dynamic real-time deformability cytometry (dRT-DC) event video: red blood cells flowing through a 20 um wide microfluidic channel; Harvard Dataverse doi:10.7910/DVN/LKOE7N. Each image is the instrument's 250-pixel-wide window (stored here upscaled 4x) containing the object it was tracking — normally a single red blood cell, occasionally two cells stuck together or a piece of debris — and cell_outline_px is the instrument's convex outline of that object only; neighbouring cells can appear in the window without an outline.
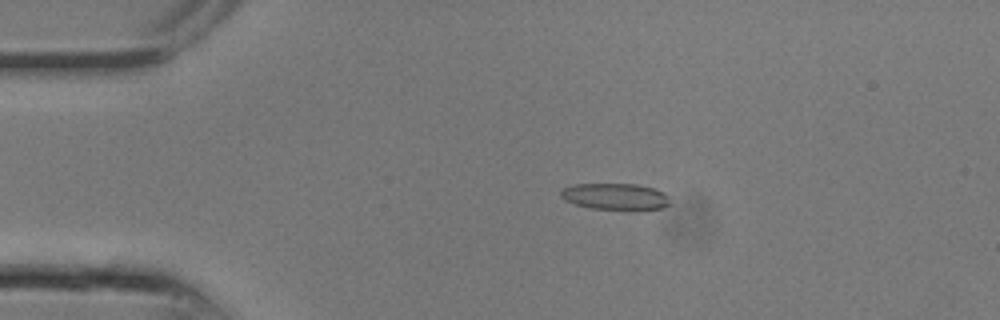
{"species": "common noctule bat (a hibernating species)", "species_latin": "Nyctalus noctula", "temperature_condition": "room temperature", "stored_images_in_passage": 10, "camera_frame_rate_fps": 3000, "um_per_image_px": 0.085, "animal": {"sex": "male", "body_mass_g": 13.3}, "frame": {"image": 1, "passage_image": 6, "time_ms": 1.667, "image_size_px": [1000, 320], "cell_outline_px": [[668, 204], [664, 208], [636, 212], [628, 212], [588, 208], [564, 200], [560, 196], [560, 192], [564, 188], [576, 184], [636, 184], [656, 188], [664, 192], [668, 196]], "centroid_in_image_um": [52.35, 16.75], "position_along_channel_um": 32.6, "area_um2": 17.63}}
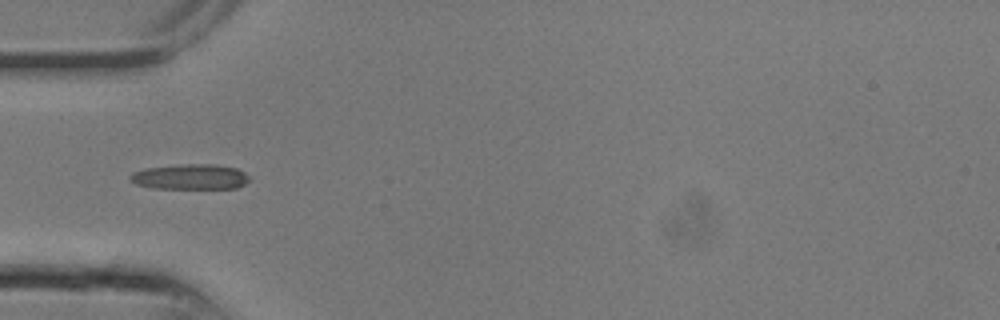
{"frame": {"image": 2, "passage_image": 9, "time_ms": 2.667, "image_size_px": [1000, 320], "cell_outline_px": [[252, 180], [236, 188], [152, 188], [136, 184], [128, 180], [128, 176], [132, 172], [144, 168], [180, 164], [216, 164], [236, 168], [244, 172]], "centroid_in_image_um": [16.14, 15.02], "position_along_channel_um": 68.9, "area_um2": 17.8}}